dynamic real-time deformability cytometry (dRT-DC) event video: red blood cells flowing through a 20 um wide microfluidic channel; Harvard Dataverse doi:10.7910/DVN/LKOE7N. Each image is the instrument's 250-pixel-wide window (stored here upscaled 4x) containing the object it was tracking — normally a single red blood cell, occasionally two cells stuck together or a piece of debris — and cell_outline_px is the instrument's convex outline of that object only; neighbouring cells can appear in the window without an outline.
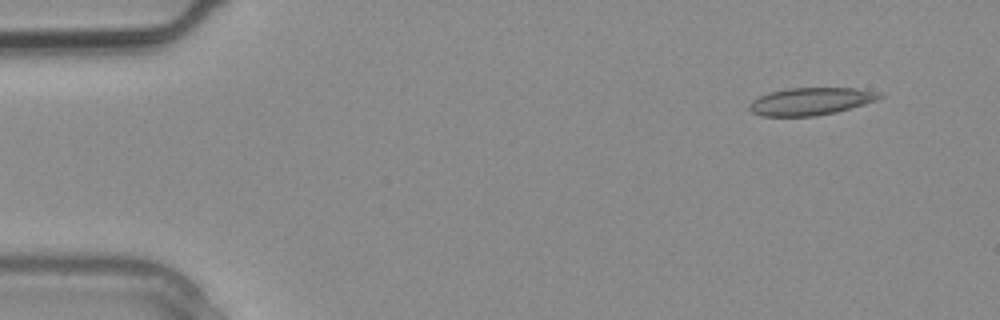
{"species": "common noctule bat (a hibernating species)", "species_latin": "Nyctalus noctula", "temperature_condition": "warm", "stored_images_in_passage": 3, "camera_frame_rate_fps": 3000, "um_per_image_px": 0.085, "animal": {"sex": "male", "body_mass_g": 20.4}, "frame": {"image": 1, "passage_image": 1, "time_ms": 0.0, "image_size_px": [1000, 320], "cell_outline_px": [[884, 96], [876, 100], [864, 104], [836, 112], [816, 116], [760, 116], [752, 112], [748, 108], [748, 104], [752, 100], [768, 92], [788, 88], [856, 88], [880, 92]], "centroid_in_image_um": [68.89, 8.61], "position_along_channel_um": 16.1, "area_um2": 20.92}}
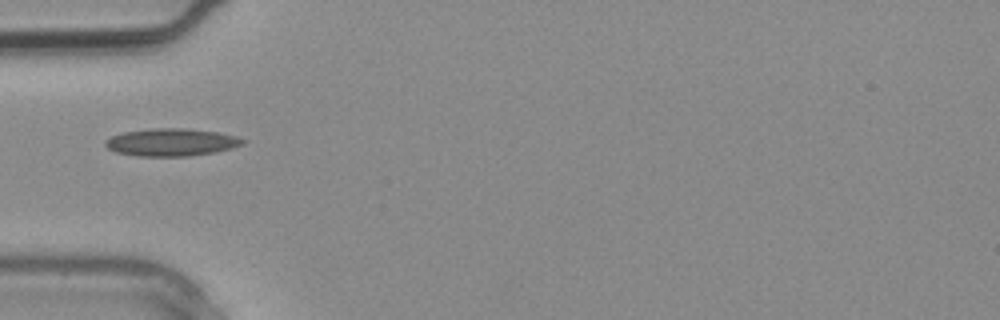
{"frame": {"image": 2, "passage_image": 3, "time_ms": 0.667, "image_size_px": [1000, 320], "cell_outline_px": [[248, 140], [244, 144], [232, 148], [216, 152], [188, 156], [136, 156], [116, 152], [108, 148], [104, 144], [104, 140], [112, 136], [124, 132], [156, 128], [184, 128], [216, 132], [236, 136]], "centroid_in_image_um": [14.59, 12.09], "position_along_channel_um": 70.4, "area_um2": 22.08}}